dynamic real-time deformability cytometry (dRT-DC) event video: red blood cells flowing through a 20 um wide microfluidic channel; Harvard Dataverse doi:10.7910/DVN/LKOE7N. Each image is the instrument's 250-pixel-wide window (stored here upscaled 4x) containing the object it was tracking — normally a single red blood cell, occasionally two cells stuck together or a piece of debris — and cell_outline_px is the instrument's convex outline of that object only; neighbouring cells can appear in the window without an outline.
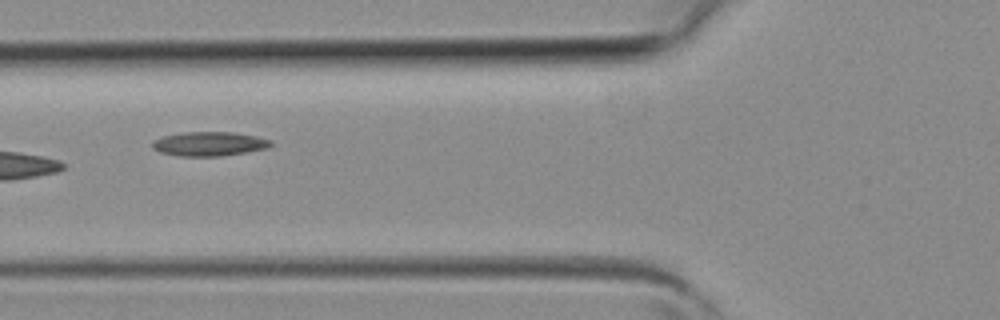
{"species": "common noctule bat (a hibernating species)", "species_latin": "Nyctalus noctula", "temperature_condition": "room temperature", "stored_images_in_passage": 3, "camera_frame_rate_fps": 3000, "um_per_image_px": 0.085, "animal": {"sex": "female", "body_mass_g": 19.3, "forearm_length_mm": 54.1}, "frame": {"image": 1, "passage_image": 2, "time_ms": 0.333, "image_size_px": [1000, 320], "cell_outline_px": [[272, 144], [268, 148], [220, 156], [180, 156], [160, 152], [152, 148], [152, 140], [160, 136], [184, 132], [236, 132], [256, 136], [272, 140]], "centroid_in_image_um": [17.76, 12.21], "position_along_channel_um": 108.0, "area_um2": 16.82}}
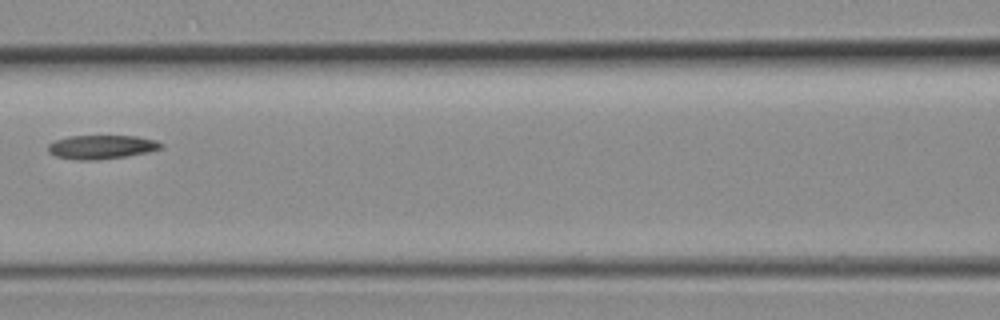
{"frame": {"image": 2, "passage_image": 3, "time_ms": 0.667, "image_size_px": [1000, 320], "cell_outline_px": [[164, 148], [148, 152], [124, 156], [96, 160], [76, 160], [56, 156], [48, 152], [48, 144], [56, 140], [68, 136], [136, 136], [156, 140], [164, 144]], "centroid_in_image_um": [8.64, 12.49], "position_along_channel_um": 158.0, "area_um2": 15.72}}